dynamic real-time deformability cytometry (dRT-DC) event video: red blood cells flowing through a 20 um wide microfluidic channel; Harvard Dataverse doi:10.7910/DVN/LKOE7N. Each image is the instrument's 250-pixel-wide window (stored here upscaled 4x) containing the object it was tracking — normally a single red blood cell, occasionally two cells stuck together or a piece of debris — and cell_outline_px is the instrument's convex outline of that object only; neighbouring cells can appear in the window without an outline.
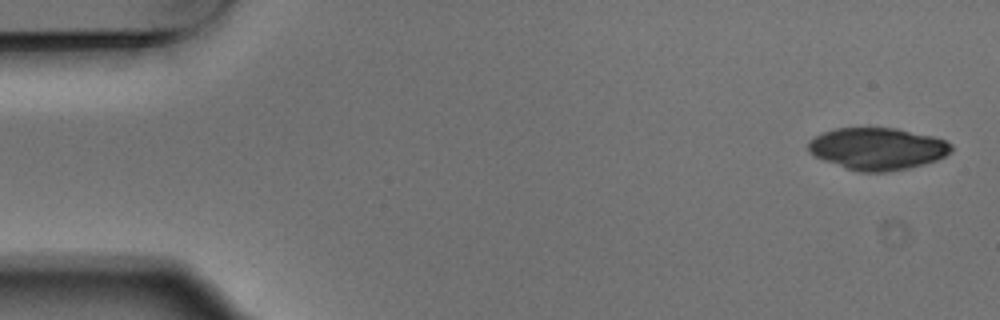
{"species": "Egyptian fruit bat (a non-hibernating species)", "species_latin": "Rousettus aegyptiacus", "temperature_condition": "warm", "stored_images_in_passage": 4, "camera_frame_rate_fps": 3000, "um_per_image_px": 0.085, "animal": {"sex": "male"}, "frame": {"image": 1, "passage_image": 1, "time_ms": 0.0, "image_size_px": [1000, 320], "cell_outline_px": [[952, 152], [936, 160], [924, 164], [908, 168], [884, 172], [860, 172], [844, 168], [824, 160], [808, 152], [808, 140], [824, 132], [836, 128], [896, 128], [932, 136], [944, 140], [952, 144]], "centroid_in_image_um": [74.58, 12.64], "position_along_channel_um": 10.4, "area_um2": 34.97}}